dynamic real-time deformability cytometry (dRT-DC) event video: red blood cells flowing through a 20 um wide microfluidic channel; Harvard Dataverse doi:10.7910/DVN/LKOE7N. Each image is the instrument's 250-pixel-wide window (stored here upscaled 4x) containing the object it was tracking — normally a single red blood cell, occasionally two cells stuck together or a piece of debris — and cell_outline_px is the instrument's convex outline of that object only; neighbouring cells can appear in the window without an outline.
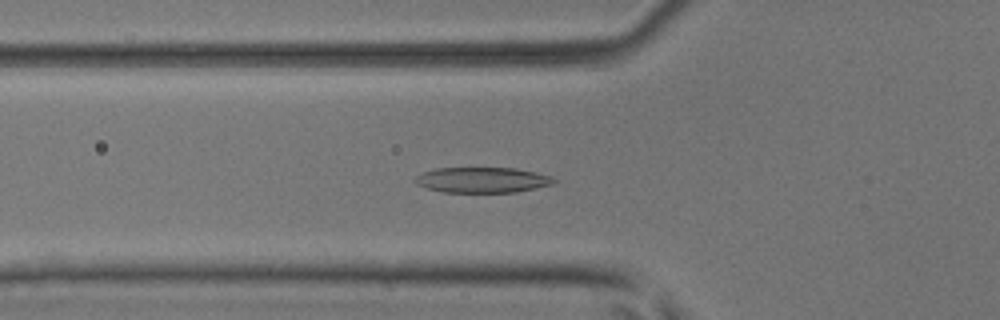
{"species": "common noctule bat (a hibernating species)", "species_latin": "Nyctalus noctula", "temperature_condition": "room temperature", "stored_images_in_passage": 50, "camera_frame_rate_fps": 3000, "um_per_image_px": 0.085, "animal": {"sex": "male", "body_mass_g": 17.9, "forearm_length_mm": 54.2}, "frame": {"image": 1, "passage_image": 18, "time_ms": 5.667, "image_size_px": [1000, 320], "cell_outline_px": [[556, 184], [516, 192], [444, 192], [428, 188], [416, 184], [412, 180], [420, 172], [436, 168], [516, 168], [536, 172], [552, 176], [556, 180]], "centroid_in_image_um": [41.0, 15.29], "position_along_channel_um": 84.8, "area_um2": 20.81}}
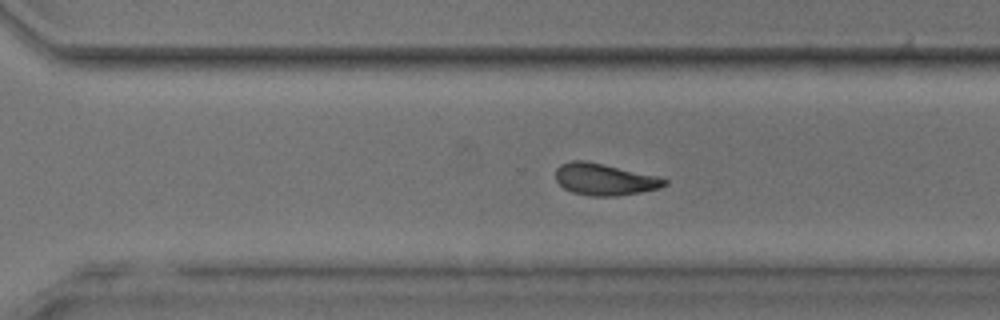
{"frame": {"image": 2, "passage_image": 35, "time_ms": 11.333, "image_size_px": [1000, 320], "cell_outline_px": [[668, 184], [660, 188], [640, 192], [616, 196], [592, 196], [572, 192], [564, 188], [556, 180], [556, 168], [560, 164], [572, 160], [584, 160], [656, 176], [668, 180]], "centroid_in_image_um": [51.37, 15.25], "position_along_channel_um": 319.2, "area_um2": 19.94}}
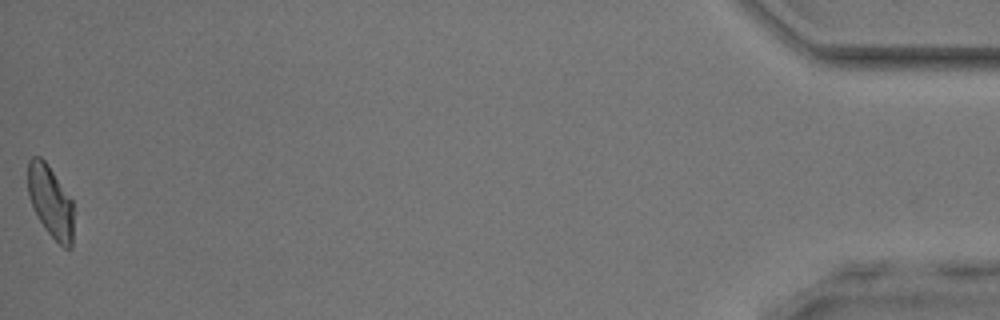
{"frame": {"image": 3, "passage_image": 50, "time_ms": 16.333, "image_size_px": [1000, 320], "cell_outline_px": [[72, 248], [64, 248], [44, 228], [28, 196], [28, 160], [32, 156], [40, 156], [48, 164], [72, 200]], "centroid_in_image_um": [4.28, 17.1], "position_along_channel_um": 430.9, "area_um2": 18.84}, "authors_computed_cell_mechanics": {"area_um2": 20.4034, "velocity_mm_per_s": 4.1432, "shape_relaxation_time_tau1_ms": 3.3176, "shape_relaxation_time_tau2_ms": 2.7692, "deformation_change_tau1": 0.1511, "deformation_change_tau2": 0.1099}}